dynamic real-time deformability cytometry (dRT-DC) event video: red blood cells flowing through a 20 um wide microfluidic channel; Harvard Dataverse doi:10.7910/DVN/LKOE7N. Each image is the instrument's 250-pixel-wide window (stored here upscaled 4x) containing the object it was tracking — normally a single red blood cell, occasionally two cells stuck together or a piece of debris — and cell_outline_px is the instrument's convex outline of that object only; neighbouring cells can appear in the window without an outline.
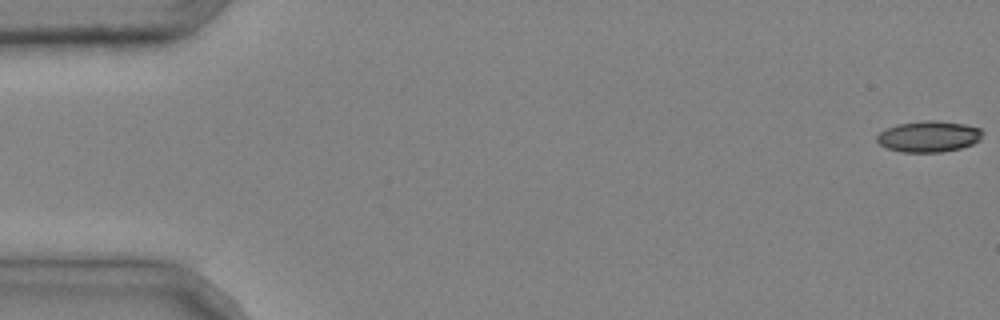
{"species": "common noctule bat (a hibernating species)", "species_latin": "Nyctalus noctula", "temperature_condition": "cold", "stored_images_in_passage": 3, "segment_of_instrument_passage": [2, 2], "camera_frame_rate_fps": 3000, "um_per_image_px": 0.085, "animal": {"sex": "male", "body_mass_g": 20.4}, "frame": {"image": 1, "passage_image": 3, "time_ms": 0.667, "image_size_px": [1000, 320], "cell_outline_px": [[984, 132], [980, 140], [972, 144], [960, 148], [940, 152], [904, 152], [888, 148], [880, 144], [876, 140], [876, 136], [880, 132], [896, 124], [928, 120], [932, 120], [964, 124], [980, 128]], "centroid_in_image_um": [78.96, 11.6], "position_along_channel_um": 6.0, "area_um2": 19.02}}